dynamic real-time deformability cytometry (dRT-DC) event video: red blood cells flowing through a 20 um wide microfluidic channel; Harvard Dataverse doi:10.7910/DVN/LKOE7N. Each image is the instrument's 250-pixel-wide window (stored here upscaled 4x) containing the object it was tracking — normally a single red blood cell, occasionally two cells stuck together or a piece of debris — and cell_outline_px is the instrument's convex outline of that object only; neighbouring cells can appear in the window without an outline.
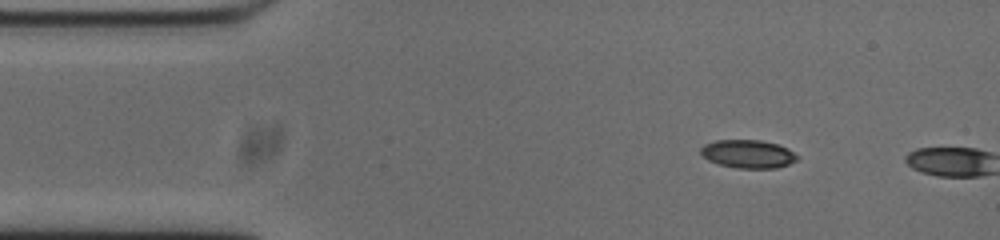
{"species": "common noctule bat (a hibernating species)", "species_latin": "Nyctalus noctula", "temperature_condition": "cold", "stored_images_in_passage": 2, "camera_frame_rate_fps": 3000, "um_per_image_px": 0.085, "animal": {"sex": "male", "body_mass_g": 20.0, "forearm_length_mm": 53.3}, "frame": {"image": 1, "passage_image": 1, "time_ms": 0.0, "image_size_px": [1000, 240], "cell_outline_px": [[800, 156], [796, 160], [788, 164], [776, 168], [736, 168], [720, 164], [708, 160], [700, 152], [700, 148], [704, 144], [716, 140], [760, 140], [776, 144], [788, 148]], "centroid_in_image_um": [63.59, 13.08], "position_along_channel_um": 21.4, "area_um2": 15.84}}